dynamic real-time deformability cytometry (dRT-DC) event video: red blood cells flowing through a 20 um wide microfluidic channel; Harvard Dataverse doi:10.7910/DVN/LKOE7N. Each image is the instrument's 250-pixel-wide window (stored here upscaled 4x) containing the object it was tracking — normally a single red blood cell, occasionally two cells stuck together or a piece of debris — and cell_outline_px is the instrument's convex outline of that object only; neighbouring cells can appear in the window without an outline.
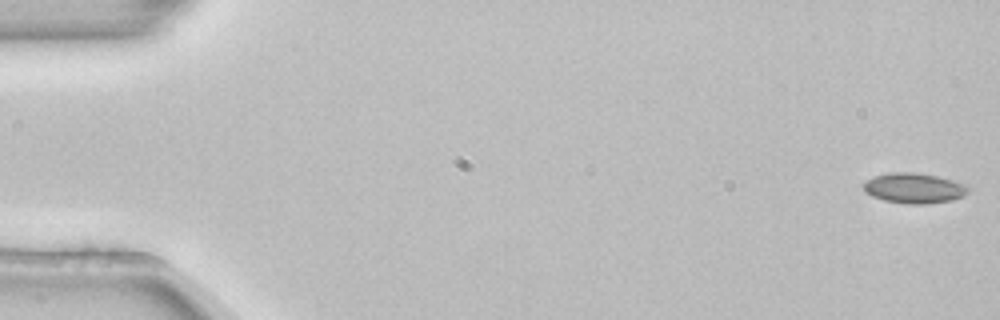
{"species": "common noctule bat (a hibernating species)", "species_latin": "Nyctalus noctula", "temperature_condition": "room temperature", "stored_images_in_passage": 5, "camera_frame_rate_fps": 3000, "um_per_image_px": 0.085, "animal": {"sex": "female", "body_mass_g": 22.7, "forearm_length_mm": 54.2}, "frame": {"image": 1, "passage_image": 1, "time_ms": 0.0, "image_size_px": [1000, 320], "cell_outline_px": [[968, 192], [964, 196], [952, 200], [924, 204], [908, 204], [884, 200], [872, 196], [864, 192], [864, 180], [872, 176], [892, 172], [916, 172], [936, 176], [968, 184]], "centroid_in_image_um": [77.68, 15.98], "position_along_channel_um": 7.3, "area_um2": 18.61}}
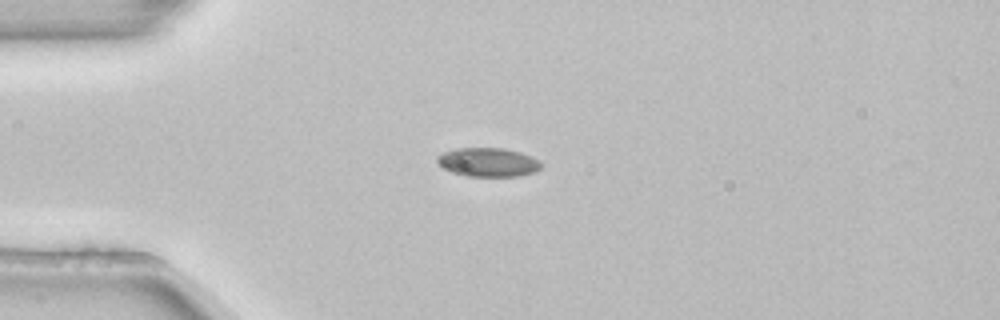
{"frame": {"image": 2, "passage_image": 4, "time_ms": 1.0, "image_size_px": [1000, 320], "cell_outline_px": [[540, 168], [536, 172], [520, 176], [464, 176], [452, 172], [444, 168], [436, 160], [436, 156], [444, 152], [456, 148], [504, 148], [520, 152], [532, 156], [540, 164]], "centroid_in_image_um": [41.47, 13.79], "position_along_channel_um": 43.5, "area_um2": 17.46}}